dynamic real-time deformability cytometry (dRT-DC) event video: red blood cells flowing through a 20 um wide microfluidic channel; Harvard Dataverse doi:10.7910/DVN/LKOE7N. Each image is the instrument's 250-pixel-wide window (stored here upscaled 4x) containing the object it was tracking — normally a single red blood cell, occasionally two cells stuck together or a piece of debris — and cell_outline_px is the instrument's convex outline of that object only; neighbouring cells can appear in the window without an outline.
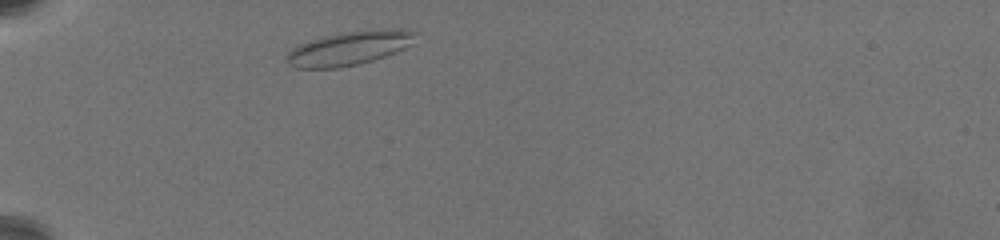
{"species": "common noctule bat (a hibernating species)", "species_latin": "Nyctalus noctula", "temperature_condition": "warm", "stored_images_in_passage": 31, "camera_frame_rate_fps": 3000, "um_per_image_px": 0.085, "animal": {"sex": "female", "body_mass_g": 19.5, "forearm_length_mm": 54.1}, "frame": {"image": 1, "passage_image": 1, "time_ms": 0.0, "image_size_px": [1000, 240], "cell_outline_px": [[416, 44], [384, 56], [360, 64], [340, 68], [296, 68], [288, 64], [288, 52], [292, 48], [300, 44], [324, 36], [340, 32], [372, 28], [400, 28], [416, 32]], "centroid_in_image_um": [29.77, 4.07], "position_along_channel_um": 55.2, "area_um2": 25.89}}
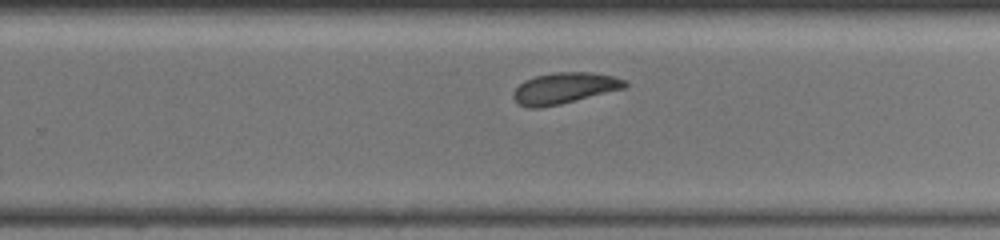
{"frame": {"image": 2, "passage_image": 19, "time_ms": 7.333, "image_size_px": [1000, 240], "cell_outline_px": [[628, 84], [624, 88], [560, 104], [540, 108], [528, 108], [516, 104], [512, 96], [512, 92], [524, 80], [536, 76], [556, 72], [592, 72], [612, 76], [624, 80]], "centroid_in_image_um": [47.91, 7.5], "position_along_channel_um": 281.9, "area_um2": 20.17}}
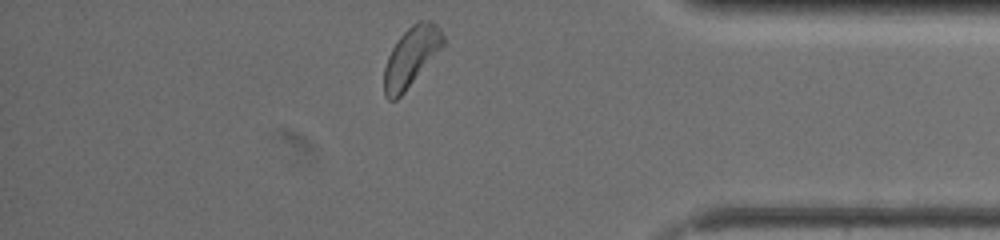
{"frame": {"image": 3, "passage_image": 30, "time_ms": 11.333, "image_size_px": [1000, 240], "cell_outline_px": [[444, 44], [404, 92], [396, 100], [388, 100], [384, 96], [384, 68], [388, 56], [392, 48], [400, 36], [416, 20], [432, 20], [440, 28], [444, 36]], "centroid_in_image_um": [34.93, 4.8], "position_along_channel_um": 400.3, "area_um2": 20.23}, "authors_computed_cell_mechanics": {"area_um2": 20.1722, "velocity_mm_per_s": 3.4295, "shape_relaxation_time_tau1_ms": null, "shape_relaxation_time_tau2_ms": 3.1462, "deformation_change_tau1": null, "deformation_change_tau2": 0.1034}}